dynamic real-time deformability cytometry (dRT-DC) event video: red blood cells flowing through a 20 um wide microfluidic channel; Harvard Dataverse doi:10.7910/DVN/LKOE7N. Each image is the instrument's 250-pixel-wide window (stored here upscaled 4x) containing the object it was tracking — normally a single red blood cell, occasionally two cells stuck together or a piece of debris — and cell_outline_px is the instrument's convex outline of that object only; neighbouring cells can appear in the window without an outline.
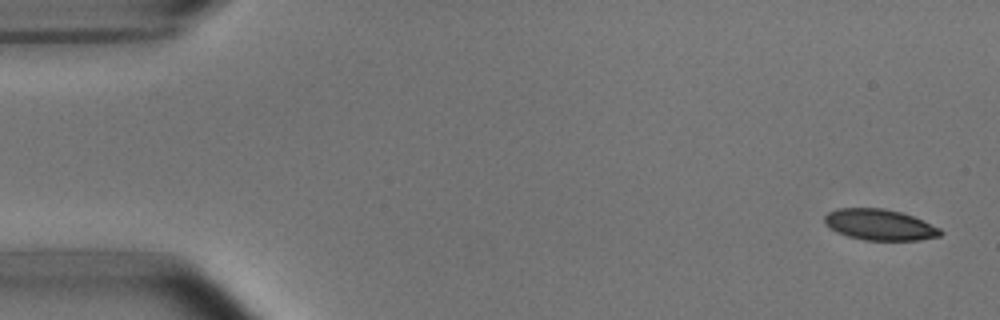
{"species": "common noctule bat (a hibernating species)", "species_latin": "Nyctalus noctula", "temperature_condition": "room temperature", "stored_images_in_passage": 53, "camera_frame_rate_fps": 3000, "um_per_image_px": 0.085, "animal": {"sex": "male", "body_mass_g": 15.6}, "frame": {"image": 1, "passage_image": 2, "time_ms": 0.333, "image_size_px": [1000, 320], "cell_outline_px": [[944, 232], [940, 236], [920, 240], [864, 240], [848, 236], [836, 232], [824, 224], [824, 216], [828, 212], [836, 208], [884, 208], [900, 212], [912, 216], [940, 228]], "centroid_in_image_um": [74.74, 19.1], "position_along_channel_um": 10.3, "area_um2": 20.98}}
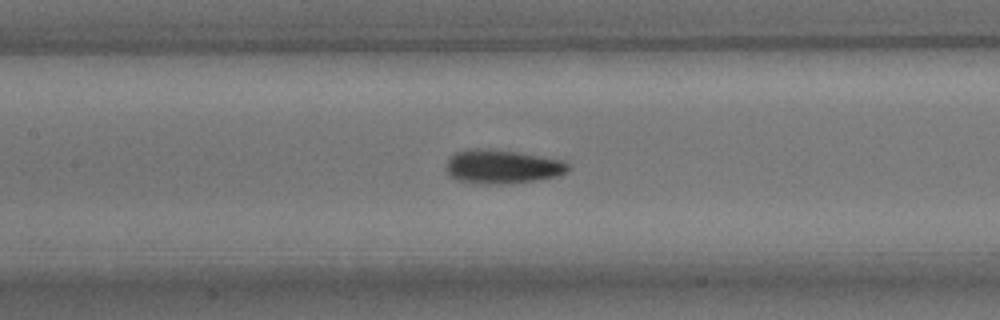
{"frame": {"image": 2, "passage_image": 24, "time_ms": 7.667, "image_size_px": [1000, 320], "cell_outline_px": [[572, 168], [568, 172], [556, 176], [536, 180], [512, 184], [488, 184], [456, 180], [448, 176], [444, 168], [448, 160], [456, 152], [468, 148], [480, 148], [520, 152], [564, 160]], "centroid_in_image_um": [42.69, 14.17], "position_along_channel_um": 164.7, "area_um2": 24.51}}
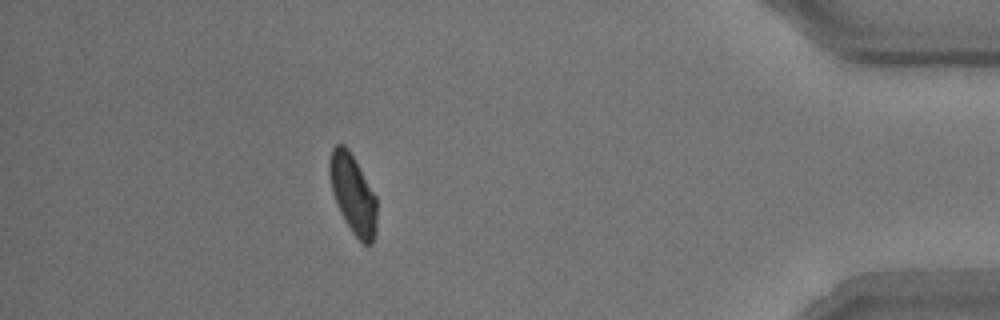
{"frame": {"image": 3, "passage_image": 47, "time_ms": 15.333, "image_size_px": [1000, 320], "cell_outline_px": [[376, 232], [372, 244], [364, 244], [352, 232], [344, 220], [340, 212], [332, 192], [328, 172], [328, 160], [332, 148], [336, 144], [344, 144], [348, 148], [376, 196]], "centroid_in_image_um": [29.98, 16.48], "position_along_channel_um": 405.2, "area_um2": 21.85}, "authors_computed_cell_mechanics": {"area_um2": 22.4842, "velocity_mm_per_s": 3.7709, "shape_relaxation_time_tau1_ms": 4.3655, "shape_relaxation_time_tau2_ms": 2.2857, "deformation_change_tau1": 0.1235, "deformation_change_tau2": 0.087}}